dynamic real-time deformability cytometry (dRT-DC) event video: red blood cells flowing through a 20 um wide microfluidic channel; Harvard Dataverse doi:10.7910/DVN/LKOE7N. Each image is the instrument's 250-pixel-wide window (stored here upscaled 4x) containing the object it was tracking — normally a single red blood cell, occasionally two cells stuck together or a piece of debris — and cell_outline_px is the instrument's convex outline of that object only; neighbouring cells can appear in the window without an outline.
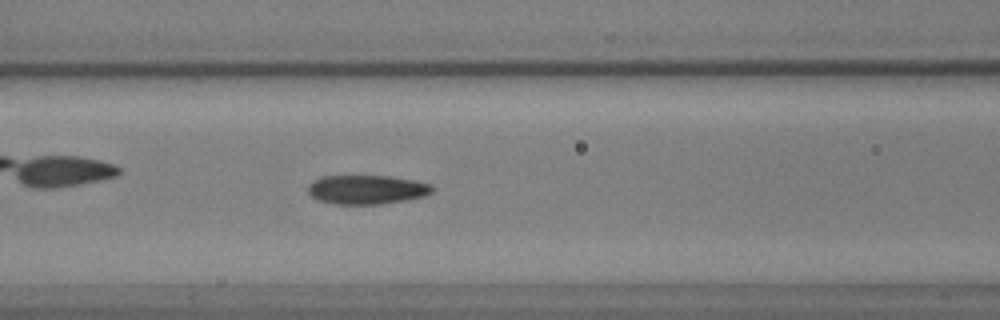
{"species": "common noctule bat (a hibernating species)", "species_latin": "Nyctalus noctula", "temperature_condition": "warm", "stored_images_in_passage": 58, "camera_frame_rate_fps": 3000, "um_per_image_px": 0.085, "animal": {"sex": "male", "body_mass_g": 17.9, "forearm_length_mm": 54.2}, "frame": {"image": 1, "passage_image": 24, "time_ms": 7.667, "image_size_px": [1000, 320], "cell_outline_px": [[436, 188], [432, 192], [424, 196], [408, 200], [380, 204], [336, 204], [316, 200], [308, 192], [308, 184], [312, 180], [320, 176], [388, 176], [416, 180], [432, 184]], "centroid_in_image_um": [31.19, 16.11], "position_along_channel_um": 135.4, "area_um2": 21.39}}
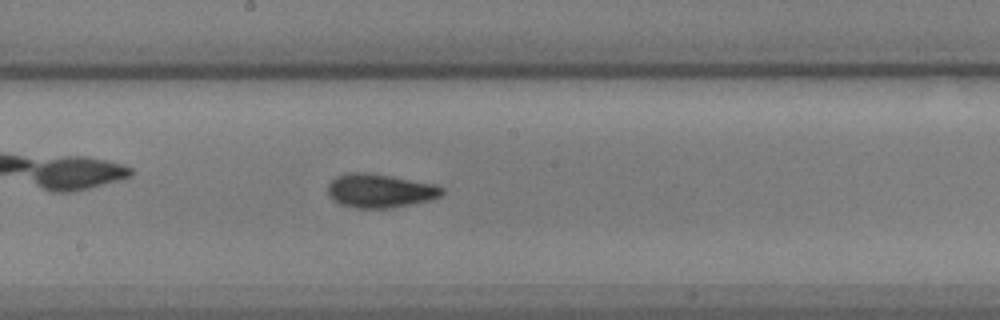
{"frame": {"image": 2, "passage_image": 31, "time_ms": 10.0, "image_size_px": [1000, 320], "cell_outline_px": [[444, 192], [440, 196], [428, 200], [392, 208], [356, 208], [340, 204], [332, 200], [328, 196], [328, 184], [336, 176], [348, 172], [368, 172], [392, 176], [432, 184], [444, 188]], "centroid_in_image_um": [32.24, 16.21], "position_along_channel_um": 216.0, "area_um2": 22.48}}
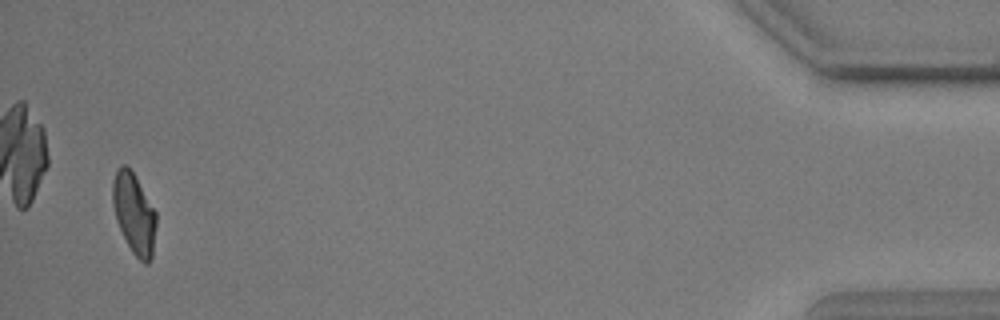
{"frame": {"image": 3, "passage_image": 56, "time_ms": 18.333, "image_size_px": [1000, 320], "cell_outline_px": [[156, 224], [152, 256], [148, 264], [144, 264], [132, 252], [116, 220], [112, 204], [112, 180], [116, 168], [120, 164], [128, 164], [156, 212]], "centroid_in_image_um": [11.37, 18.1], "position_along_channel_um": 423.8, "area_um2": 20.52}}